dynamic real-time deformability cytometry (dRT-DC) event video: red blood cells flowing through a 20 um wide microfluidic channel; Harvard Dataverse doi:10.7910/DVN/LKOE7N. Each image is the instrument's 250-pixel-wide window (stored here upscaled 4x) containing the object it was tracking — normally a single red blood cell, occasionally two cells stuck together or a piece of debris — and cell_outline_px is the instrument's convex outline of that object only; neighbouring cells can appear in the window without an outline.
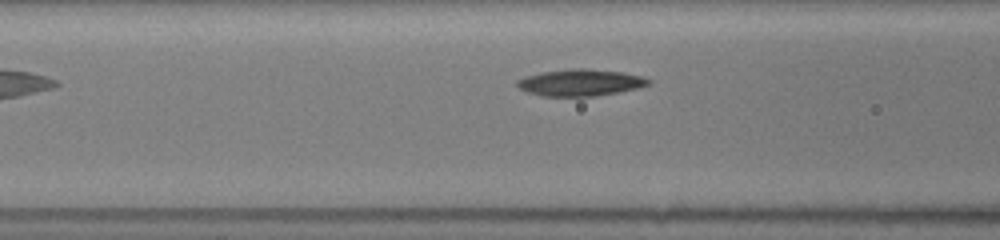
{"species": "common noctule bat (a hibernating species)", "species_latin": "Nyctalus noctula", "temperature_condition": "room temperature", "stored_images_in_passage": 25, "camera_frame_rate_fps": 3000, "um_per_image_px": 0.085, "animal": {"sex": "female", "body_mass_g": 19.5, "forearm_length_mm": 54.1}, "frame": {"image": 1, "passage_image": 4, "time_ms": 1.0, "image_size_px": [1000, 240], "cell_outline_px": [[652, 84], [620, 92], [596, 96], [540, 96], [528, 92], [520, 88], [516, 84], [516, 80], [528, 76], [544, 72], [572, 68], [588, 68], [624, 72], [644, 76], [652, 80]], "centroid_in_image_um": [49.4, 7.01], "position_along_channel_um": 117.2, "area_um2": 20.58}}
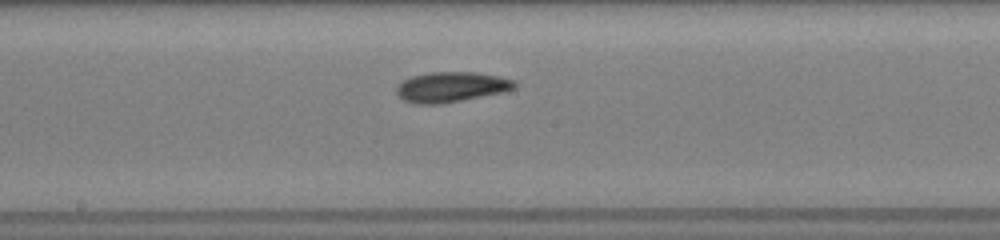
{"frame": {"image": 2, "passage_image": 11, "time_ms": 3.333, "image_size_px": [1000, 240], "cell_outline_px": [[516, 88], [504, 92], [440, 104], [416, 104], [404, 100], [396, 92], [396, 84], [412, 76], [432, 72], [476, 72], [496, 76], [512, 80], [516, 84]], "centroid_in_image_um": [38.33, 7.39], "position_along_channel_um": 209.9, "area_um2": 20.63}}
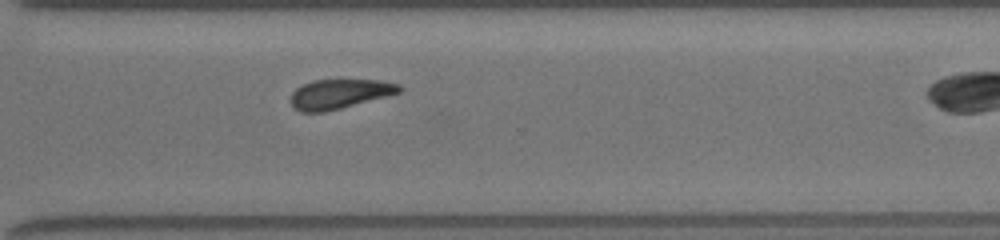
{"frame": {"image": 3, "passage_image": 21, "time_ms": 6.667, "image_size_px": [1000, 240], "cell_outline_px": [[404, 88], [400, 92], [340, 108], [324, 112], [300, 112], [292, 104], [292, 92], [296, 88], [312, 80], [380, 80], [400, 84]], "centroid_in_image_um": [28.87, 7.97], "position_along_channel_um": 341.7, "area_um2": 18.38}}